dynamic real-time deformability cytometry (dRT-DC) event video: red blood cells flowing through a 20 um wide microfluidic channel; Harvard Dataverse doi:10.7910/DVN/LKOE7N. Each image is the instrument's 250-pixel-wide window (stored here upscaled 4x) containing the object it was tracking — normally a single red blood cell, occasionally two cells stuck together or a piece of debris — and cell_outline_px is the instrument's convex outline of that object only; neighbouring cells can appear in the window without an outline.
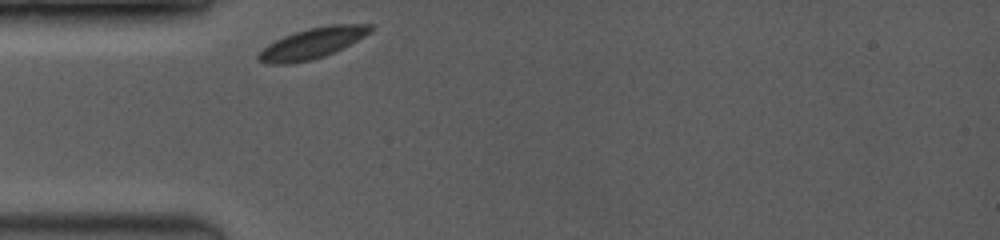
{"species": "common noctule bat (a hibernating species)", "species_latin": "Nyctalus noctula", "temperature_condition": "room temperature", "stored_images_in_passage": 6, "camera_frame_rate_fps": 3500, "um_per_image_px": 0.085, "animal": {"sex": "female", "body_mass_g": 19.0, "forearm_length_mm": 53.3}, "frame": {"image": 1, "passage_image": 1, "time_ms": 0.0, "image_size_px": [1000, 240], "cell_outline_px": [[372, 32], [344, 48], [324, 56], [312, 60], [288, 64], [268, 64], [256, 60], [256, 56], [268, 44], [284, 36], [308, 28], [332, 24], [372, 24]], "centroid_in_image_um": [26.56, 3.68], "position_along_channel_um": 58.4, "area_um2": 20.06}}
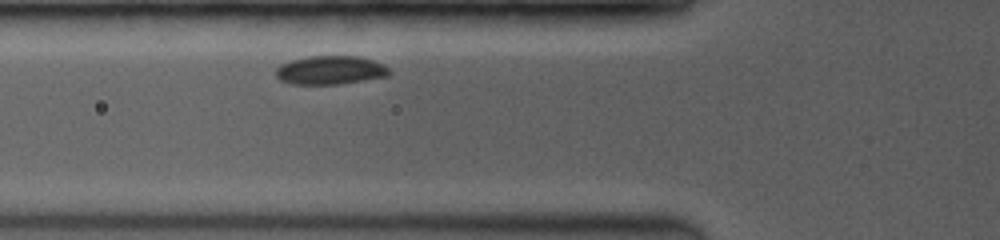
{"frame": {"image": 2, "passage_image": 3, "time_ms": 1.143, "image_size_px": [1000, 240], "cell_outline_px": [[392, 72], [388, 76], [340, 84], [292, 84], [280, 80], [276, 76], [276, 68], [280, 64], [292, 60], [308, 56], [360, 56], [384, 64]], "centroid_in_image_um": [28.09, 5.96], "position_along_channel_um": 97.7, "area_um2": 19.02}}
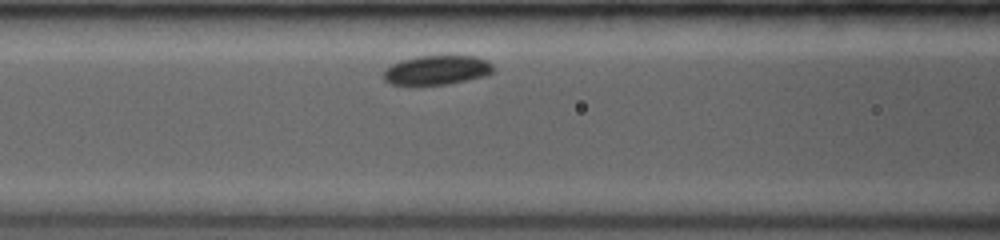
{"frame": {"image": 3, "passage_image": 5, "time_ms": 2.0, "image_size_px": [1000, 240], "cell_outline_px": [[492, 72], [488, 76], [448, 84], [416, 88], [412, 88], [392, 84], [384, 80], [384, 68], [400, 60], [416, 56], [476, 56], [488, 60], [492, 64]], "centroid_in_image_um": [37.08, 6.0], "position_along_channel_um": 129.5, "area_um2": 19.65}}